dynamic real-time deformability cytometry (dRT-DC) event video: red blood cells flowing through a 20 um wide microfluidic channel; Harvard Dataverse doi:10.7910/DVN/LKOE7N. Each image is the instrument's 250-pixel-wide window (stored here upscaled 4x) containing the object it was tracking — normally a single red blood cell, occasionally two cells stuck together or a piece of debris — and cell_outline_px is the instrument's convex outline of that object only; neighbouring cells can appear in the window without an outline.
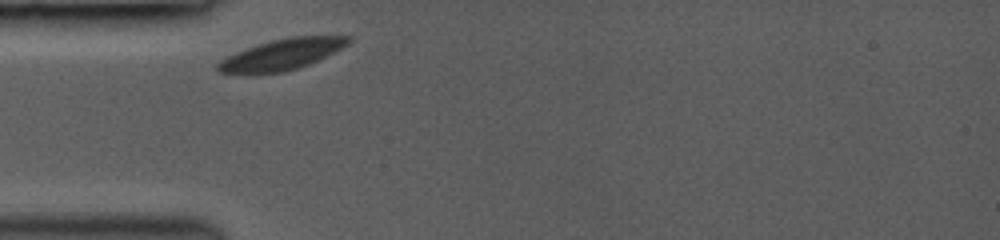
{"species": "common noctule bat (a hibernating species)", "species_latin": "Nyctalus noctula", "temperature_condition": "room temperature", "stored_images_in_passage": 12, "camera_frame_rate_fps": 3000, "um_per_image_px": 0.085, "animal": {"sex": "female", "body_mass_g": 19.0, "forearm_length_mm": 53.3}, "frame": {"image": 1, "passage_image": 1, "time_ms": 0.0, "image_size_px": [1000, 240], "cell_outline_px": [[352, 40], [348, 44], [308, 64], [284, 72], [252, 76], [244, 76], [216, 72], [216, 64], [220, 60], [236, 52], [256, 44], [272, 40], [292, 36], [352, 36]], "centroid_in_image_um": [23.82, 4.67], "position_along_channel_um": 61.2, "area_um2": 23.93}}
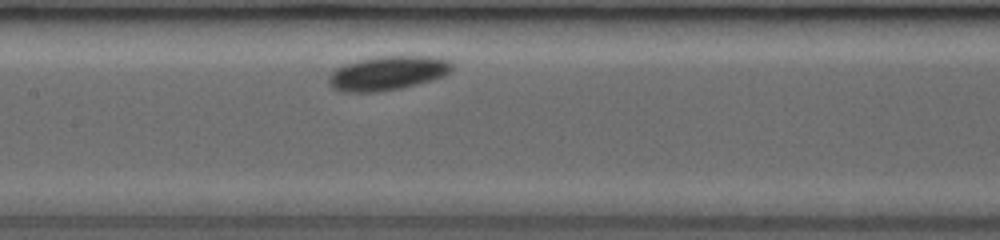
{"frame": {"image": 2, "passage_image": 6, "time_ms": 3.0, "image_size_px": [1000, 240], "cell_outline_px": [[456, 68], [444, 76], [432, 80], [400, 88], [376, 92], [340, 92], [332, 88], [328, 84], [328, 76], [336, 68], [344, 64], [360, 60], [380, 56], [432, 56], [452, 60]], "centroid_in_image_um": [32.99, 6.21], "position_along_channel_um": 174.4, "area_um2": 24.85}}
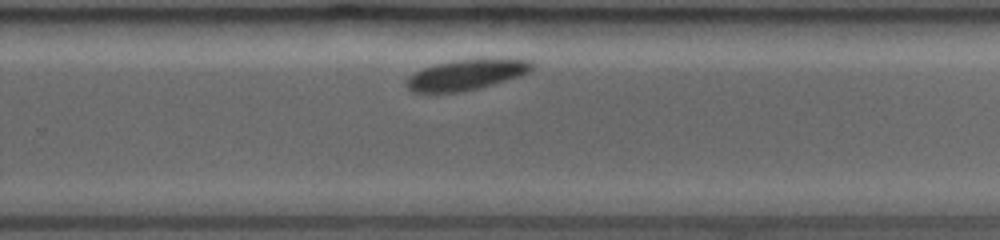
{"frame": {"image": 3, "passage_image": 11, "time_ms": 6.0, "image_size_px": [1000, 240], "cell_outline_px": [[536, 64], [528, 72], [520, 76], [492, 84], [476, 88], [456, 92], [412, 92], [404, 84], [404, 80], [408, 76], [424, 68], [436, 64], [452, 60], [532, 60]], "centroid_in_image_um": [39.58, 6.36], "position_along_channel_um": 290.2, "area_um2": 21.73}}